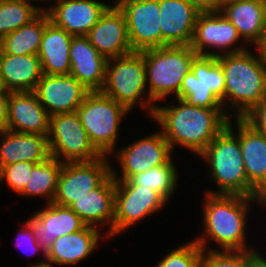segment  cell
I'll return each instance as SVG.
<instances>
[{
	"instance_id": "cell-2",
	"label": "cell",
	"mask_w": 266,
	"mask_h": 267,
	"mask_svg": "<svg viewBox=\"0 0 266 267\" xmlns=\"http://www.w3.org/2000/svg\"><path fill=\"white\" fill-rule=\"evenodd\" d=\"M203 205V235L193 239L204 251H216L207 246V238L219 245L221 251L254 250L247 247L246 226L249 204L266 206L264 198L241 195L209 194ZM206 235V236H205Z\"/></svg>"
},
{
	"instance_id": "cell-32",
	"label": "cell",
	"mask_w": 266,
	"mask_h": 267,
	"mask_svg": "<svg viewBox=\"0 0 266 267\" xmlns=\"http://www.w3.org/2000/svg\"><path fill=\"white\" fill-rule=\"evenodd\" d=\"M191 71L222 101L224 109L225 75L217 57L196 55L192 62Z\"/></svg>"
},
{
	"instance_id": "cell-46",
	"label": "cell",
	"mask_w": 266,
	"mask_h": 267,
	"mask_svg": "<svg viewBox=\"0 0 266 267\" xmlns=\"http://www.w3.org/2000/svg\"><path fill=\"white\" fill-rule=\"evenodd\" d=\"M28 1H30V2H31V1H32V2H35V1H36V2H37V1H40V2H41V1H44V2H45V1H48V0H28ZM49 1H50V0H49Z\"/></svg>"
},
{
	"instance_id": "cell-19",
	"label": "cell",
	"mask_w": 266,
	"mask_h": 267,
	"mask_svg": "<svg viewBox=\"0 0 266 267\" xmlns=\"http://www.w3.org/2000/svg\"><path fill=\"white\" fill-rule=\"evenodd\" d=\"M161 47L190 45L200 12L190 0H159Z\"/></svg>"
},
{
	"instance_id": "cell-7",
	"label": "cell",
	"mask_w": 266,
	"mask_h": 267,
	"mask_svg": "<svg viewBox=\"0 0 266 267\" xmlns=\"http://www.w3.org/2000/svg\"><path fill=\"white\" fill-rule=\"evenodd\" d=\"M94 147L104 156L117 150L119 126L128 110L101 91L89 92L76 111Z\"/></svg>"
},
{
	"instance_id": "cell-35",
	"label": "cell",
	"mask_w": 266,
	"mask_h": 267,
	"mask_svg": "<svg viewBox=\"0 0 266 267\" xmlns=\"http://www.w3.org/2000/svg\"><path fill=\"white\" fill-rule=\"evenodd\" d=\"M258 250L247 251H204L201 267H249L250 259Z\"/></svg>"
},
{
	"instance_id": "cell-15",
	"label": "cell",
	"mask_w": 266,
	"mask_h": 267,
	"mask_svg": "<svg viewBox=\"0 0 266 267\" xmlns=\"http://www.w3.org/2000/svg\"><path fill=\"white\" fill-rule=\"evenodd\" d=\"M87 37L107 60L133 53L123 12L112 2Z\"/></svg>"
},
{
	"instance_id": "cell-12",
	"label": "cell",
	"mask_w": 266,
	"mask_h": 267,
	"mask_svg": "<svg viewBox=\"0 0 266 267\" xmlns=\"http://www.w3.org/2000/svg\"><path fill=\"white\" fill-rule=\"evenodd\" d=\"M240 38L236 27L221 12L200 13L190 46L197 55L218 57L246 50V43L235 46ZM209 48L219 52H210Z\"/></svg>"
},
{
	"instance_id": "cell-33",
	"label": "cell",
	"mask_w": 266,
	"mask_h": 267,
	"mask_svg": "<svg viewBox=\"0 0 266 267\" xmlns=\"http://www.w3.org/2000/svg\"><path fill=\"white\" fill-rule=\"evenodd\" d=\"M177 98L189 105L201 108H223L222 101L192 71L187 73L180 86Z\"/></svg>"
},
{
	"instance_id": "cell-29",
	"label": "cell",
	"mask_w": 266,
	"mask_h": 267,
	"mask_svg": "<svg viewBox=\"0 0 266 267\" xmlns=\"http://www.w3.org/2000/svg\"><path fill=\"white\" fill-rule=\"evenodd\" d=\"M63 163L54 157L36 163L33 166L30 179L19 195L47 198V203L54 200L57 191L58 177Z\"/></svg>"
},
{
	"instance_id": "cell-31",
	"label": "cell",
	"mask_w": 266,
	"mask_h": 267,
	"mask_svg": "<svg viewBox=\"0 0 266 267\" xmlns=\"http://www.w3.org/2000/svg\"><path fill=\"white\" fill-rule=\"evenodd\" d=\"M46 9L28 0H0V39L28 24Z\"/></svg>"
},
{
	"instance_id": "cell-24",
	"label": "cell",
	"mask_w": 266,
	"mask_h": 267,
	"mask_svg": "<svg viewBox=\"0 0 266 267\" xmlns=\"http://www.w3.org/2000/svg\"><path fill=\"white\" fill-rule=\"evenodd\" d=\"M101 231L86 225L82 230L57 238L46 252V262L59 265H76L97 248Z\"/></svg>"
},
{
	"instance_id": "cell-4",
	"label": "cell",
	"mask_w": 266,
	"mask_h": 267,
	"mask_svg": "<svg viewBox=\"0 0 266 267\" xmlns=\"http://www.w3.org/2000/svg\"><path fill=\"white\" fill-rule=\"evenodd\" d=\"M210 166V177L219 190L209 194L263 198L248 182L239 138L226 126L199 154Z\"/></svg>"
},
{
	"instance_id": "cell-13",
	"label": "cell",
	"mask_w": 266,
	"mask_h": 267,
	"mask_svg": "<svg viewBox=\"0 0 266 267\" xmlns=\"http://www.w3.org/2000/svg\"><path fill=\"white\" fill-rule=\"evenodd\" d=\"M172 151L174 150L161 131L152 133L117 151L116 156L121 165L122 175L118 177L113 165H111V175L114 180H128L131 176L152 167L168 163L172 159Z\"/></svg>"
},
{
	"instance_id": "cell-43",
	"label": "cell",
	"mask_w": 266,
	"mask_h": 267,
	"mask_svg": "<svg viewBox=\"0 0 266 267\" xmlns=\"http://www.w3.org/2000/svg\"><path fill=\"white\" fill-rule=\"evenodd\" d=\"M28 267H53V265L50 263H47L46 260L45 261L42 260L39 262L32 263Z\"/></svg>"
},
{
	"instance_id": "cell-38",
	"label": "cell",
	"mask_w": 266,
	"mask_h": 267,
	"mask_svg": "<svg viewBox=\"0 0 266 267\" xmlns=\"http://www.w3.org/2000/svg\"><path fill=\"white\" fill-rule=\"evenodd\" d=\"M17 240H19V242L18 241L15 242L16 246L26 247L27 249H29V250H26V252L27 251L30 252L31 250L32 253L31 252L30 253L34 255H35V252L37 253L38 251L42 250L44 253V258H46V252L41 247V245L38 243L36 237L32 233L31 227L26 222H24V225H22L21 229L18 231ZM24 249L22 250L24 251Z\"/></svg>"
},
{
	"instance_id": "cell-27",
	"label": "cell",
	"mask_w": 266,
	"mask_h": 267,
	"mask_svg": "<svg viewBox=\"0 0 266 267\" xmlns=\"http://www.w3.org/2000/svg\"><path fill=\"white\" fill-rule=\"evenodd\" d=\"M72 38V35L55 26L51 21L46 25L38 51L43 74H70L69 51Z\"/></svg>"
},
{
	"instance_id": "cell-26",
	"label": "cell",
	"mask_w": 266,
	"mask_h": 267,
	"mask_svg": "<svg viewBox=\"0 0 266 267\" xmlns=\"http://www.w3.org/2000/svg\"><path fill=\"white\" fill-rule=\"evenodd\" d=\"M0 75L9 92L34 91L43 76L38 55H13L0 51Z\"/></svg>"
},
{
	"instance_id": "cell-40",
	"label": "cell",
	"mask_w": 266,
	"mask_h": 267,
	"mask_svg": "<svg viewBox=\"0 0 266 267\" xmlns=\"http://www.w3.org/2000/svg\"><path fill=\"white\" fill-rule=\"evenodd\" d=\"M9 95H0V131L6 129Z\"/></svg>"
},
{
	"instance_id": "cell-11",
	"label": "cell",
	"mask_w": 266,
	"mask_h": 267,
	"mask_svg": "<svg viewBox=\"0 0 266 267\" xmlns=\"http://www.w3.org/2000/svg\"><path fill=\"white\" fill-rule=\"evenodd\" d=\"M123 12L133 52L161 47L159 0H115Z\"/></svg>"
},
{
	"instance_id": "cell-20",
	"label": "cell",
	"mask_w": 266,
	"mask_h": 267,
	"mask_svg": "<svg viewBox=\"0 0 266 267\" xmlns=\"http://www.w3.org/2000/svg\"><path fill=\"white\" fill-rule=\"evenodd\" d=\"M50 115L38 101L34 91L9 92V131L48 136Z\"/></svg>"
},
{
	"instance_id": "cell-8",
	"label": "cell",
	"mask_w": 266,
	"mask_h": 267,
	"mask_svg": "<svg viewBox=\"0 0 266 267\" xmlns=\"http://www.w3.org/2000/svg\"><path fill=\"white\" fill-rule=\"evenodd\" d=\"M50 156L62 163L86 162L103 155L94 147L77 112L50 116Z\"/></svg>"
},
{
	"instance_id": "cell-42",
	"label": "cell",
	"mask_w": 266,
	"mask_h": 267,
	"mask_svg": "<svg viewBox=\"0 0 266 267\" xmlns=\"http://www.w3.org/2000/svg\"><path fill=\"white\" fill-rule=\"evenodd\" d=\"M249 267H266V257L257 252L249 261Z\"/></svg>"
},
{
	"instance_id": "cell-36",
	"label": "cell",
	"mask_w": 266,
	"mask_h": 267,
	"mask_svg": "<svg viewBox=\"0 0 266 267\" xmlns=\"http://www.w3.org/2000/svg\"><path fill=\"white\" fill-rule=\"evenodd\" d=\"M35 164L25 161L3 166L0 169V184L5 180L13 191L20 194L27 185Z\"/></svg>"
},
{
	"instance_id": "cell-10",
	"label": "cell",
	"mask_w": 266,
	"mask_h": 267,
	"mask_svg": "<svg viewBox=\"0 0 266 267\" xmlns=\"http://www.w3.org/2000/svg\"><path fill=\"white\" fill-rule=\"evenodd\" d=\"M110 163L104 155L93 161L63 163L52 202L69 207L98 187L111 174Z\"/></svg>"
},
{
	"instance_id": "cell-18",
	"label": "cell",
	"mask_w": 266,
	"mask_h": 267,
	"mask_svg": "<svg viewBox=\"0 0 266 267\" xmlns=\"http://www.w3.org/2000/svg\"><path fill=\"white\" fill-rule=\"evenodd\" d=\"M46 204L45 208L26 220L45 252L57 238L80 231L86 226L70 207L60 206L53 202Z\"/></svg>"
},
{
	"instance_id": "cell-45",
	"label": "cell",
	"mask_w": 266,
	"mask_h": 267,
	"mask_svg": "<svg viewBox=\"0 0 266 267\" xmlns=\"http://www.w3.org/2000/svg\"><path fill=\"white\" fill-rule=\"evenodd\" d=\"M236 1V0H221L222 4L225 5L229 2Z\"/></svg>"
},
{
	"instance_id": "cell-34",
	"label": "cell",
	"mask_w": 266,
	"mask_h": 267,
	"mask_svg": "<svg viewBox=\"0 0 266 267\" xmlns=\"http://www.w3.org/2000/svg\"><path fill=\"white\" fill-rule=\"evenodd\" d=\"M203 249L193 240L172 249L155 267H201Z\"/></svg>"
},
{
	"instance_id": "cell-30",
	"label": "cell",
	"mask_w": 266,
	"mask_h": 267,
	"mask_svg": "<svg viewBox=\"0 0 266 267\" xmlns=\"http://www.w3.org/2000/svg\"><path fill=\"white\" fill-rule=\"evenodd\" d=\"M172 160L131 176L128 181L132 185L143 186L158 192L168 202L178 185V172Z\"/></svg>"
},
{
	"instance_id": "cell-1",
	"label": "cell",
	"mask_w": 266,
	"mask_h": 267,
	"mask_svg": "<svg viewBox=\"0 0 266 267\" xmlns=\"http://www.w3.org/2000/svg\"><path fill=\"white\" fill-rule=\"evenodd\" d=\"M179 105L155 106L151 118L159 123L161 133L172 150L178 144L199 155L227 126L223 108H201L176 98Z\"/></svg>"
},
{
	"instance_id": "cell-23",
	"label": "cell",
	"mask_w": 266,
	"mask_h": 267,
	"mask_svg": "<svg viewBox=\"0 0 266 267\" xmlns=\"http://www.w3.org/2000/svg\"><path fill=\"white\" fill-rule=\"evenodd\" d=\"M0 135V169L17 162L40 163L50 157L47 136L7 129Z\"/></svg>"
},
{
	"instance_id": "cell-22",
	"label": "cell",
	"mask_w": 266,
	"mask_h": 267,
	"mask_svg": "<svg viewBox=\"0 0 266 267\" xmlns=\"http://www.w3.org/2000/svg\"><path fill=\"white\" fill-rule=\"evenodd\" d=\"M70 74L90 92L101 91L105 83L107 59L87 36H73L70 46Z\"/></svg>"
},
{
	"instance_id": "cell-5",
	"label": "cell",
	"mask_w": 266,
	"mask_h": 267,
	"mask_svg": "<svg viewBox=\"0 0 266 267\" xmlns=\"http://www.w3.org/2000/svg\"><path fill=\"white\" fill-rule=\"evenodd\" d=\"M144 56L148 97L153 102L177 98L184 77L191 71L197 53L190 45H167L141 51Z\"/></svg>"
},
{
	"instance_id": "cell-28",
	"label": "cell",
	"mask_w": 266,
	"mask_h": 267,
	"mask_svg": "<svg viewBox=\"0 0 266 267\" xmlns=\"http://www.w3.org/2000/svg\"><path fill=\"white\" fill-rule=\"evenodd\" d=\"M50 22L43 10L35 19L0 39V51L13 55H38L46 25Z\"/></svg>"
},
{
	"instance_id": "cell-21",
	"label": "cell",
	"mask_w": 266,
	"mask_h": 267,
	"mask_svg": "<svg viewBox=\"0 0 266 267\" xmlns=\"http://www.w3.org/2000/svg\"><path fill=\"white\" fill-rule=\"evenodd\" d=\"M114 204L115 180L110 174L98 187L74 201L69 207L88 226L99 228L109 224L104 235L113 237Z\"/></svg>"
},
{
	"instance_id": "cell-41",
	"label": "cell",
	"mask_w": 266,
	"mask_h": 267,
	"mask_svg": "<svg viewBox=\"0 0 266 267\" xmlns=\"http://www.w3.org/2000/svg\"><path fill=\"white\" fill-rule=\"evenodd\" d=\"M255 46L259 50L257 55L266 64V28Z\"/></svg>"
},
{
	"instance_id": "cell-17",
	"label": "cell",
	"mask_w": 266,
	"mask_h": 267,
	"mask_svg": "<svg viewBox=\"0 0 266 267\" xmlns=\"http://www.w3.org/2000/svg\"><path fill=\"white\" fill-rule=\"evenodd\" d=\"M45 11L50 21L72 36H87L110 6L97 0H54Z\"/></svg>"
},
{
	"instance_id": "cell-6",
	"label": "cell",
	"mask_w": 266,
	"mask_h": 267,
	"mask_svg": "<svg viewBox=\"0 0 266 267\" xmlns=\"http://www.w3.org/2000/svg\"><path fill=\"white\" fill-rule=\"evenodd\" d=\"M147 89L144 56L141 52L107 60L102 93L122 104L129 112L135 104L140 105L152 117L156 105L150 97H145Z\"/></svg>"
},
{
	"instance_id": "cell-39",
	"label": "cell",
	"mask_w": 266,
	"mask_h": 267,
	"mask_svg": "<svg viewBox=\"0 0 266 267\" xmlns=\"http://www.w3.org/2000/svg\"><path fill=\"white\" fill-rule=\"evenodd\" d=\"M200 13L220 12L223 4L221 0H190Z\"/></svg>"
},
{
	"instance_id": "cell-14",
	"label": "cell",
	"mask_w": 266,
	"mask_h": 267,
	"mask_svg": "<svg viewBox=\"0 0 266 267\" xmlns=\"http://www.w3.org/2000/svg\"><path fill=\"white\" fill-rule=\"evenodd\" d=\"M89 92L71 74H43L34 90L38 101L50 116L76 112Z\"/></svg>"
},
{
	"instance_id": "cell-44",
	"label": "cell",
	"mask_w": 266,
	"mask_h": 267,
	"mask_svg": "<svg viewBox=\"0 0 266 267\" xmlns=\"http://www.w3.org/2000/svg\"><path fill=\"white\" fill-rule=\"evenodd\" d=\"M0 95H9V91L6 88L1 75H0Z\"/></svg>"
},
{
	"instance_id": "cell-37",
	"label": "cell",
	"mask_w": 266,
	"mask_h": 267,
	"mask_svg": "<svg viewBox=\"0 0 266 267\" xmlns=\"http://www.w3.org/2000/svg\"><path fill=\"white\" fill-rule=\"evenodd\" d=\"M243 119L256 131L266 136V98L249 111Z\"/></svg>"
},
{
	"instance_id": "cell-25",
	"label": "cell",
	"mask_w": 266,
	"mask_h": 267,
	"mask_svg": "<svg viewBox=\"0 0 266 267\" xmlns=\"http://www.w3.org/2000/svg\"><path fill=\"white\" fill-rule=\"evenodd\" d=\"M237 29L242 43L255 45L266 28V2L236 0L223 5L220 11Z\"/></svg>"
},
{
	"instance_id": "cell-16",
	"label": "cell",
	"mask_w": 266,
	"mask_h": 267,
	"mask_svg": "<svg viewBox=\"0 0 266 267\" xmlns=\"http://www.w3.org/2000/svg\"><path fill=\"white\" fill-rule=\"evenodd\" d=\"M231 119L227 127L239 138L241 155L249 184L266 200V136L256 131L243 118ZM237 127V134L233 125Z\"/></svg>"
},
{
	"instance_id": "cell-3",
	"label": "cell",
	"mask_w": 266,
	"mask_h": 267,
	"mask_svg": "<svg viewBox=\"0 0 266 267\" xmlns=\"http://www.w3.org/2000/svg\"><path fill=\"white\" fill-rule=\"evenodd\" d=\"M249 51L217 57L225 75L224 112L229 118L231 109L235 118H243L266 98V64ZM226 102L231 104L228 108Z\"/></svg>"
},
{
	"instance_id": "cell-9",
	"label": "cell",
	"mask_w": 266,
	"mask_h": 267,
	"mask_svg": "<svg viewBox=\"0 0 266 267\" xmlns=\"http://www.w3.org/2000/svg\"><path fill=\"white\" fill-rule=\"evenodd\" d=\"M167 201L150 188L115 180L113 236L119 235L146 216L158 212Z\"/></svg>"
}]
</instances>
